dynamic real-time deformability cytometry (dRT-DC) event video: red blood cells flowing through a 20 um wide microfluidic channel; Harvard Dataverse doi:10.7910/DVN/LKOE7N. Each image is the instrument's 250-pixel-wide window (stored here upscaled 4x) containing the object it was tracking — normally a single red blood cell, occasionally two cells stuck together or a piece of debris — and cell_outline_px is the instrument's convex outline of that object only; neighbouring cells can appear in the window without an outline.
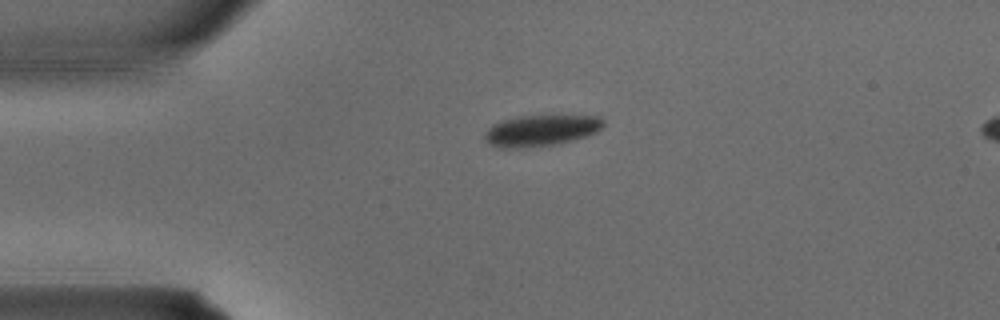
{"species": "common noctule bat (a hibernating species)", "species_latin": "Nyctalus noctula", "temperature_condition": "warm", "stored_images_in_passage": 2, "segment_of_instrument_passage": [1, 2], "camera_frame_rate_fps": 3000, "um_per_image_px": 0.085, "animal": {"sex": "male", "body_mass_g": 15.6}, "frame": {"image": 1, "passage_image": 1, "time_ms": 0.0, "image_size_px": [1000, 320], "cell_outline_px": [[604, 124], [596, 132], [588, 136], [556, 144], [520, 148], [500, 148], [488, 144], [484, 140], [484, 132], [492, 124], [500, 120], [516, 116], [600, 116], [604, 120]], "centroid_in_image_um": [45.93, 11.09], "position_along_channel_um": 39.1, "area_um2": 21.73}}